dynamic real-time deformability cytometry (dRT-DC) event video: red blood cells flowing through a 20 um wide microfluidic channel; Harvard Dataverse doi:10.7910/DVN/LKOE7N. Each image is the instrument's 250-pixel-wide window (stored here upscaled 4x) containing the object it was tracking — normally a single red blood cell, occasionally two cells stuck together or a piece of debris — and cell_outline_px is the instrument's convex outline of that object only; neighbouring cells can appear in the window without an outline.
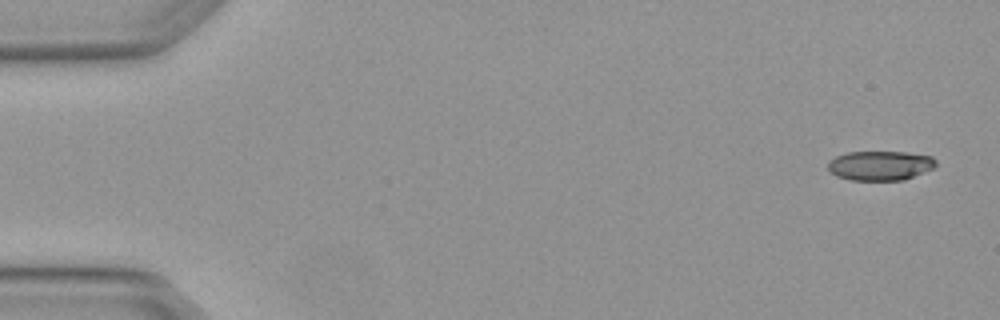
{"species": "Egyptian fruit bat (a non-hibernating species)", "species_latin": "Rousettus aegyptiacus", "temperature_condition": "warm", "stored_images_in_passage": 5, "camera_frame_rate_fps": 3000, "um_per_image_px": 0.085, "animal": {"sex": "female"}, "frame": {"image": 1, "passage_image": 1, "time_ms": 0.0, "image_size_px": [1000, 320], "cell_outline_px": [[936, 164], [932, 168], [904, 180], [848, 180], [836, 176], [828, 168], [828, 160], [836, 156], [848, 152], [904, 152], [932, 156], [936, 160]], "centroid_in_image_um": [74.78, 14.07], "position_along_channel_um": 10.2, "area_um2": 18.5}}
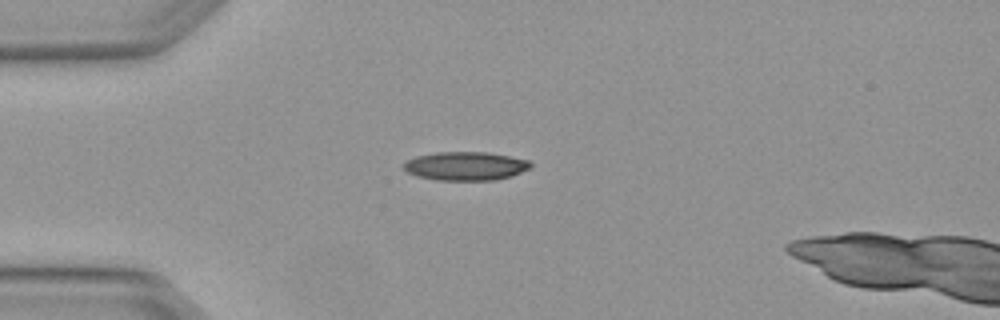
{"frame": {"image": 2, "passage_image": 4, "time_ms": 1.0, "image_size_px": [1000, 320], "cell_outline_px": [[532, 168], [512, 176], [496, 180], [436, 180], [416, 176], [408, 172], [404, 168], [404, 164], [408, 160], [416, 156], [436, 152], [488, 152], [528, 160], [532, 164]], "centroid_in_image_um": [39.6, 14.12], "position_along_channel_um": 45.4, "area_um2": 21.21}}